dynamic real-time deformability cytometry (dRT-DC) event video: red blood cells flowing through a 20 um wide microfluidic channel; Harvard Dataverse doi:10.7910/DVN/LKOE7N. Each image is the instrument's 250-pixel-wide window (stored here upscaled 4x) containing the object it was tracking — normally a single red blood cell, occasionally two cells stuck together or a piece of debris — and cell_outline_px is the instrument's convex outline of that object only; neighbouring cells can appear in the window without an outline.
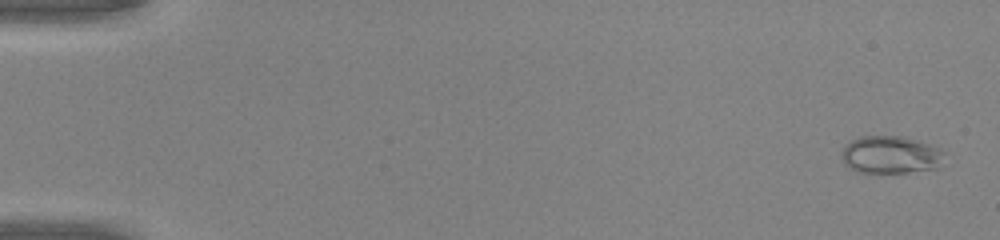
{"species": "common noctule bat (a hibernating species)", "species_latin": "Nyctalus noctula", "temperature_condition": "warm", "stored_images_in_passage": 49, "camera_frame_rate_fps": 3000, "um_per_image_px": 0.085, "animal": {"sex": "male", "body_mass_g": 20.0, "forearm_length_mm": 53.3}, "frame": {"image": 1, "passage_image": 2, "time_ms": 0.333, "image_size_px": [1000, 240], "cell_outline_px": [[944, 152], [940, 168], [908, 172], [856, 172], [844, 164], [840, 156], [840, 152], [844, 144], [860, 136], [900, 136], [916, 140], [940, 148]], "centroid_in_image_um": [75.66, 13.16], "position_along_channel_um": 9.3, "area_um2": 22.72}}
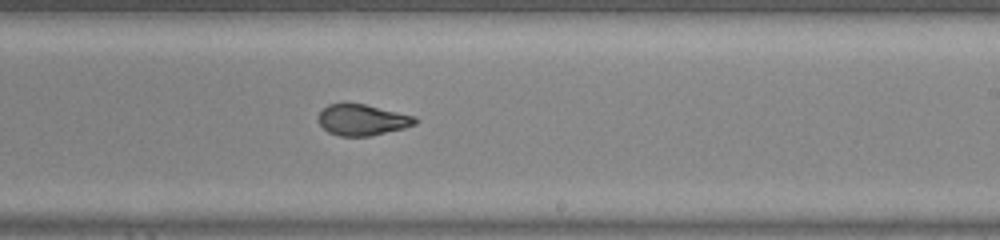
{"frame": {"image": 2, "passage_image": 31, "time_ms": 10.0, "image_size_px": [1000, 240], "cell_outline_px": [[420, 120], [416, 124], [404, 128], [368, 136], [340, 136], [328, 132], [316, 120], [320, 112], [328, 104], [344, 100], [364, 104], [416, 116]], "centroid_in_image_um": [30.77, 10.15], "position_along_channel_um": 258.2, "area_um2": 17.98}}
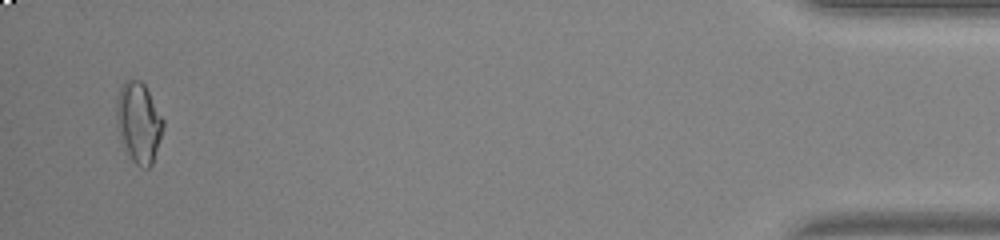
{"frame": {"image": 3, "passage_image": 48, "time_ms": 15.667, "image_size_px": [1000, 240], "cell_outline_px": [[164, 128], [152, 164], [148, 168], [144, 168], [136, 164], [124, 152], [116, 128], [116, 100], [120, 84], [124, 80], [140, 80], [144, 84], [164, 120]], "centroid_in_image_um": [11.75, 10.42], "position_along_channel_um": 423.5, "area_um2": 22.31}, "authors_computed_cell_mechanics": {"area_um2": 19.2474, "velocity_mm_per_s": 4.2615, "shape_relaxation_time_tau1_ms": null, "shape_relaxation_time_tau2_ms": 0.6984, "deformation_change_tau1": null, "deformation_change_tau2": 0.045}}